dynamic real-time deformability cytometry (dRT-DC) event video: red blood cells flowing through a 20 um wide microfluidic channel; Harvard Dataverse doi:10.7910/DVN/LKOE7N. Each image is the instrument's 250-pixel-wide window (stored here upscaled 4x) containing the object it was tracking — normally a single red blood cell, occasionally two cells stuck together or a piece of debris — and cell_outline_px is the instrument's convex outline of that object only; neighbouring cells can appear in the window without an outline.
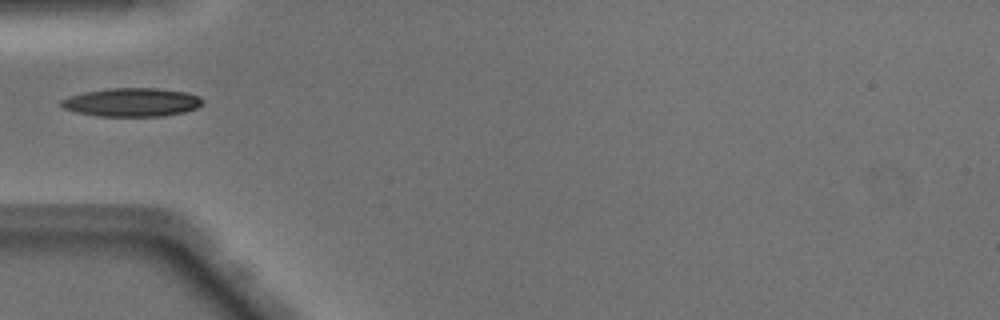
{"species": "Egyptian fruit bat (a non-hibernating species)", "species_latin": "Rousettus aegyptiacus", "temperature_condition": "warm", "stored_images_in_passage": 24, "camera_frame_rate_fps": 3000, "um_per_image_px": 0.085, "animal": {"sex": "male"}, "frame": {"image": 1, "passage_image": 1, "time_ms": 0.0, "image_size_px": [1000, 320], "cell_outline_px": [[204, 100], [196, 108], [184, 112], [160, 116], [96, 116], [76, 112], [64, 108], [60, 104], [60, 100], [68, 96], [84, 92], [108, 88], [156, 88], [188, 92], [200, 96]], "centroid_in_image_um": [11.19, 8.68], "position_along_channel_um": 73.8, "area_um2": 23.58}}
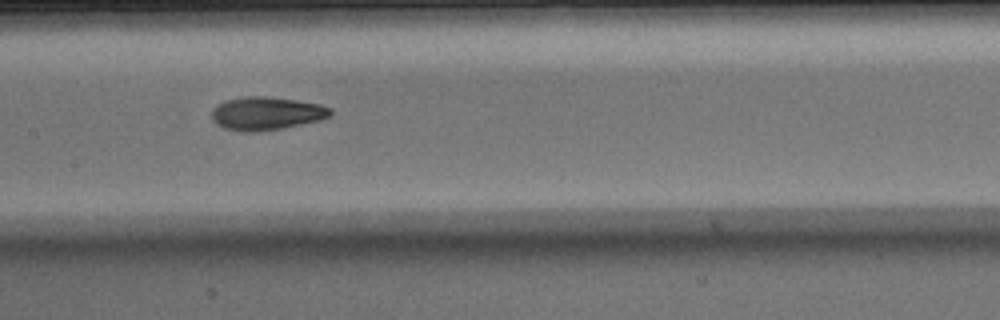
{"frame": {"image": 2, "passage_image": 9, "time_ms": 2.667, "image_size_px": [1000, 320], "cell_outline_px": [[332, 116], [320, 120], [280, 128], [256, 132], [244, 132], [224, 128], [216, 124], [212, 120], [212, 108], [224, 100], [244, 96], [268, 96], [320, 104], [332, 108]], "centroid_in_image_um": [22.62, 9.63], "position_along_channel_um": 184.8, "area_um2": 23.06}}
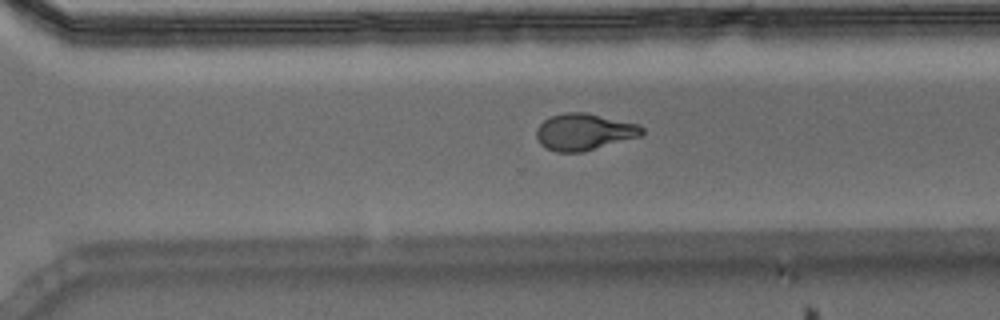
{"frame": {"image": 3, "passage_image": 19, "time_ms": 6.0, "image_size_px": [1000, 320], "cell_outline_px": [[644, 132], [640, 136], [584, 152], [556, 152], [540, 144], [536, 136], [536, 128], [544, 120], [552, 116], [564, 112], [584, 112], [640, 124], [644, 128]], "centroid_in_image_um": [49.66, 11.21], "position_along_channel_um": 320.9, "area_um2": 22.6}}